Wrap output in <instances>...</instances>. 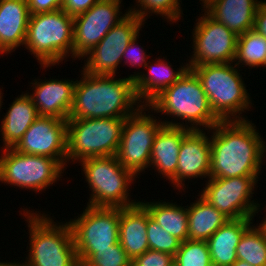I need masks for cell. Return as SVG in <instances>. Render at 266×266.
<instances>
[{
    "label": "cell",
    "mask_w": 266,
    "mask_h": 266,
    "mask_svg": "<svg viewBox=\"0 0 266 266\" xmlns=\"http://www.w3.org/2000/svg\"><path fill=\"white\" fill-rule=\"evenodd\" d=\"M153 201L140 203L147 209L150 217L157 222L167 233L176 237L181 242L188 239V212L176 202Z\"/></svg>",
    "instance_id": "obj_27"
},
{
    "label": "cell",
    "mask_w": 266,
    "mask_h": 266,
    "mask_svg": "<svg viewBox=\"0 0 266 266\" xmlns=\"http://www.w3.org/2000/svg\"><path fill=\"white\" fill-rule=\"evenodd\" d=\"M261 0H217L205 11L237 35L254 29Z\"/></svg>",
    "instance_id": "obj_25"
},
{
    "label": "cell",
    "mask_w": 266,
    "mask_h": 266,
    "mask_svg": "<svg viewBox=\"0 0 266 266\" xmlns=\"http://www.w3.org/2000/svg\"><path fill=\"white\" fill-rule=\"evenodd\" d=\"M210 163V130H207V135L202 128L201 130H191L181 143L176 173V190L185 192L186 179L200 178L203 180V178H207L208 180Z\"/></svg>",
    "instance_id": "obj_17"
},
{
    "label": "cell",
    "mask_w": 266,
    "mask_h": 266,
    "mask_svg": "<svg viewBox=\"0 0 266 266\" xmlns=\"http://www.w3.org/2000/svg\"><path fill=\"white\" fill-rule=\"evenodd\" d=\"M147 240L150 250L165 252L172 256H175L181 244L180 240L167 233L150 216L147 220Z\"/></svg>",
    "instance_id": "obj_33"
},
{
    "label": "cell",
    "mask_w": 266,
    "mask_h": 266,
    "mask_svg": "<svg viewBox=\"0 0 266 266\" xmlns=\"http://www.w3.org/2000/svg\"><path fill=\"white\" fill-rule=\"evenodd\" d=\"M254 30L266 38V1L261 0L255 14Z\"/></svg>",
    "instance_id": "obj_38"
},
{
    "label": "cell",
    "mask_w": 266,
    "mask_h": 266,
    "mask_svg": "<svg viewBox=\"0 0 266 266\" xmlns=\"http://www.w3.org/2000/svg\"><path fill=\"white\" fill-rule=\"evenodd\" d=\"M84 209L68 221L77 254H95L119 242L120 207L87 205Z\"/></svg>",
    "instance_id": "obj_11"
},
{
    "label": "cell",
    "mask_w": 266,
    "mask_h": 266,
    "mask_svg": "<svg viewBox=\"0 0 266 266\" xmlns=\"http://www.w3.org/2000/svg\"><path fill=\"white\" fill-rule=\"evenodd\" d=\"M13 148L20 153L57 159L66 168L67 120L39 116Z\"/></svg>",
    "instance_id": "obj_16"
},
{
    "label": "cell",
    "mask_w": 266,
    "mask_h": 266,
    "mask_svg": "<svg viewBox=\"0 0 266 266\" xmlns=\"http://www.w3.org/2000/svg\"><path fill=\"white\" fill-rule=\"evenodd\" d=\"M233 63L189 66L199 78L210 107L220 121L249 120L241 114L249 111L254 104L240 74L241 70Z\"/></svg>",
    "instance_id": "obj_4"
},
{
    "label": "cell",
    "mask_w": 266,
    "mask_h": 266,
    "mask_svg": "<svg viewBox=\"0 0 266 266\" xmlns=\"http://www.w3.org/2000/svg\"><path fill=\"white\" fill-rule=\"evenodd\" d=\"M144 21L133 13L120 20L84 57L83 70L89 75H115L130 42L140 33ZM86 58V60H85Z\"/></svg>",
    "instance_id": "obj_14"
},
{
    "label": "cell",
    "mask_w": 266,
    "mask_h": 266,
    "mask_svg": "<svg viewBox=\"0 0 266 266\" xmlns=\"http://www.w3.org/2000/svg\"><path fill=\"white\" fill-rule=\"evenodd\" d=\"M76 82L68 119L126 118L143 104L134 90V80L116 75H89L84 70Z\"/></svg>",
    "instance_id": "obj_2"
},
{
    "label": "cell",
    "mask_w": 266,
    "mask_h": 266,
    "mask_svg": "<svg viewBox=\"0 0 266 266\" xmlns=\"http://www.w3.org/2000/svg\"><path fill=\"white\" fill-rule=\"evenodd\" d=\"M177 266H212L207 241L187 239L174 256Z\"/></svg>",
    "instance_id": "obj_31"
},
{
    "label": "cell",
    "mask_w": 266,
    "mask_h": 266,
    "mask_svg": "<svg viewBox=\"0 0 266 266\" xmlns=\"http://www.w3.org/2000/svg\"><path fill=\"white\" fill-rule=\"evenodd\" d=\"M174 256L165 252L147 250L132 260L131 266H171Z\"/></svg>",
    "instance_id": "obj_34"
},
{
    "label": "cell",
    "mask_w": 266,
    "mask_h": 266,
    "mask_svg": "<svg viewBox=\"0 0 266 266\" xmlns=\"http://www.w3.org/2000/svg\"><path fill=\"white\" fill-rule=\"evenodd\" d=\"M139 36L140 33L136 35V37L127 46L125 52L123 53L122 61H124L123 64L125 65L130 63L129 65H131L132 68L135 66V68L138 67L139 69V67L142 66L144 69L148 62V57L150 58L151 56L146 54L147 50H144L141 45L138 47L139 42L137 41H139Z\"/></svg>",
    "instance_id": "obj_35"
},
{
    "label": "cell",
    "mask_w": 266,
    "mask_h": 266,
    "mask_svg": "<svg viewBox=\"0 0 266 266\" xmlns=\"http://www.w3.org/2000/svg\"><path fill=\"white\" fill-rule=\"evenodd\" d=\"M137 3L132 8L130 7L128 11L135 14L144 22L148 19L147 17L152 16V14L161 15L170 25L173 23H178L181 20L180 17L183 15V10L181 9V0H135ZM137 6V7H136ZM151 14V15H150Z\"/></svg>",
    "instance_id": "obj_30"
},
{
    "label": "cell",
    "mask_w": 266,
    "mask_h": 266,
    "mask_svg": "<svg viewBox=\"0 0 266 266\" xmlns=\"http://www.w3.org/2000/svg\"><path fill=\"white\" fill-rule=\"evenodd\" d=\"M74 20L62 9L30 15L25 49L34 55L40 68L73 59ZM66 58V59H65Z\"/></svg>",
    "instance_id": "obj_6"
},
{
    "label": "cell",
    "mask_w": 266,
    "mask_h": 266,
    "mask_svg": "<svg viewBox=\"0 0 266 266\" xmlns=\"http://www.w3.org/2000/svg\"><path fill=\"white\" fill-rule=\"evenodd\" d=\"M77 258L80 266H131L132 263L120 242L97 249L95 254H77Z\"/></svg>",
    "instance_id": "obj_32"
},
{
    "label": "cell",
    "mask_w": 266,
    "mask_h": 266,
    "mask_svg": "<svg viewBox=\"0 0 266 266\" xmlns=\"http://www.w3.org/2000/svg\"><path fill=\"white\" fill-rule=\"evenodd\" d=\"M234 64L238 68H266V38L254 29L238 35Z\"/></svg>",
    "instance_id": "obj_28"
},
{
    "label": "cell",
    "mask_w": 266,
    "mask_h": 266,
    "mask_svg": "<svg viewBox=\"0 0 266 266\" xmlns=\"http://www.w3.org/2000/svg\"><path fill=\"white\" fill-rule=\"evenodd\" d=\"M98 1L100 0H63L61 9L68 15L75 17L88 11Z\"/></svg>",
    "instance_id": "obj_37"
},
{
    "label": "cell",
    "mask_w": 266,
    "mask_h": 266,
    "mask_svg": "<svg viewBox=\"0 0 266 266\" xmlns=\"http://www.w3.org/2000/svg\"><path fill=\"white\" fill-rule=\"evenodd\" d=\"M2 99H3V93H2V91H1V89H0V111H1V107H2V105H3V104H2V103H3V102H2V101H3Z\"/></svg>",
    "instance_id": "obj_43"
},
{
    "label": "cell",
    "mask_w": 266,
    "mask_h": 266,
    "mask_svg": "<svg viewBox=\"0 0 266 266\" xmlns=\"http://www.w3.org/2000/svg\"><path fill=\"white\" fill-rule=\"evenodd\" d=\"M252 121H220L210 129V177H259L264 140Z\"/></svg>",
    "instance_id": "obj_1"
},
{
    "label": "cell",
    "mask_w": 266,
    "mask_h": 266,
    "mask_svg": "<svg viewBox=\"0 0 266 266\" xmlns=\"http://www.w3.org/2000/svg\"><path fill=\"white\" fill-rule=\"evenodd\" d=\"M199 1H202L201 4L202 5V8L201 9L202 11H205L210 5H212L214 2H216L217 0H199Z\"/></svg>",
    "instance_id": "obj_41"
},
{
    "label": "cell",
    "mask_w": 266,
    "mask_h": 266,
    "mask_svg": "<svg viewBox=\"0 0 266 266\" xmlns=\"http://www.w3.org/2000/svg\"><path fill=\"white\" fill-rule=\"evenodd\" d=\"M254 225L252 224L241 236L236 247L237 259L252 266H266V238Z\"/></svg>",
    "instance_id": "obj_29"
},
{
    "label": "cell",
    "mask_w": 266,
    "mask_h": 266,
    "mask_svg": "<svg viewBox=\"0 0 266 266\" xmlns=\"http://www.w3.org/2000/svg\"><path fill=\"white\" fill-rule=\"evenodd\" d=\"M147 105H142L135 113L125 118L121 141L116 154L118 161L137 177L149 168L154 138L164 125L156 119ZM146 111L147 114H146Z\"/></svg>",
    "instance_id": "obj_10"
},
{
    "label": "cell",
    "mask_w": 266,
    "mask_h": 266,
    "mask_svg": "<svg viewBox=\"0 0 266 266\" xmlns=\"http://www.w3.org/2000/svg\"><path fill=\"white\" fill-rule=\"evenodd\" d=\"M190 131L184 127L163 125L154 138L149 167L162 175L161 178L169 180L174 189L181 143Z\"/></svg>",
    "instance_id": "obj_19"
},
{
    "label": "cell",
    "mask_w": 266,
    "mask_h": 266,
    "mask_svg": "<svg viewBox=\"0 0 266 266\" xmlns=\"http://www.w3.org/2000/svg\"><path fill=\"white\" fill-rule=\"evenodd\" d=\"M149 216V212L140 202L120 208L119 242L131 260L149 250L147 240Z\"/></svg>",
    "instance_id": "obj_22"
},
{
    "label": "cell",
    "mask_w": 266,
    "mask_h": 266,
    "mask_svg": "<svg viewBox=\"0 0 266 266\" xmlns=\"http://www.w3.org/2000/svg\"><path fill=\"white\" fill-rule=\"evenodd\" d=\"M30 15L27 0H0V55L24 47Z\"/></svg>",
    "instance_id": "obj_21"
},
{
    "label": "cell",
    "mask_w": 266,
    "mask_h": 266,
    "mask_svg": "<svg viewBox=\"0 0 266 266\" xmlns=\"http://www.w3.org/2000/svg\"><path fill=\"white\" fill-rule=\"evenodd\" d=\"M63 0H27L31 15L52 12L62 8Z\"/></svg>",
    "instance_id": "obj_36"
},
{
    "label": "cell",
    "mask_w": 266,
    "mask_h": 266,
    "mask_svg": "<svg viewBox=\"0 0 266 266\" xmlns=\"http://www.w3.org/2000/svg\"><path fill=\"white\" fill-rule=\"evenodd\" d=\"M147 106L149 110L154 111V114L161 113V116L166 114L167 118L168 115L172 116L174 119L171 121L169 118L168 121L167 118L162 121L168 126L184 127L190 130H201L202 126L204 130H210L220 122L210 107L199 78L191 69H188L170 87L162 90Z\"/></svg>",
    "instance_id": "obj_3"
},
{
    "label": "cell",
    "mask_w": 266,
    "mask_h": 266,
    "mask_svg": "<svg viewBox=\"0 0 266 266\" xmlns=\"http://www.w3.org/2000/svg\"><path fill=\"white\" fill-rule=\"evenodd\" d=\"M124 122L125 118L67 119L66 167L69 162L116 155Z\"/></svg>",
    "instance_id": "obj_8"
},
{
    "label": "cell",
    "mask_w": 266,
    "mask_h": 266,
    "mask_svg": "<svg viewBox=\"0 0 266 266\" xmlns=\"http://www.w3.org/2000/svg\"><path fill=\"white\" fill-rule=\"evenodd\" d=\"M198 196L199 198L190 203V206L187 204L188 239L207 241L230 219Z\"/></svg>",
    "instance_id": "obj_26"
},
{
    "label": "cell",
    "mask_w": 266,
    "mask_h": 266,
    "mask_svg": "<svg viewBox=\"0 0 266 266\" xmlns=\"http://www.w3.org/2000/svg\"><path fill=\"white\" fill-rule=\"evenodd\" d=\"M1 151L0 182L12 187L41 192L59 181L67 169L51 157L20 153L14 148Z\"/></svg>",
    "instance_id": "obj_9"
},
{
    "label": "cell",
    "mask_w": 266,
    "mask_h": 266,
    "mask_svg": "<svg viewBox=\"0 0 266 266\" xmlns=\"http://www.w3.org/2000/svg\"><path fill=\"white\" fill-rule=\"evenodd\" d=\"M196 19L192 31V55L188 66L232 63L236 57L238 35L216 21L206 11Z\"/></svg>",
    "instance_id": "obj_13"
},
{
    "label": "cell",
    "mask_w": 266,
    "mask_h": 266,
    "mask_svg": "<svg viewBox=\"0 0 266 266\" xmlns=\"http://www.w3.org/2000/svg\"><path fill=\"white\" fill-rule=\"evenodd\" d=\"M9 106L0 122V136L2 135V143L4 142L1 149L13 148L39 117L36 106L28 93L22 92Z\"/></svg>",
    "instance_id": "obj_24"
},
{
    "label": "cell",
    "mask_w": 266,
    "mask_h": 266,
    "mask_svg": "<svg viewBox=\"0 0 266 266\" xmlns=\"http://www.w3.org/2000/svg\"><path fill=\"white\" fill-rule=\"evenodd\" d=\"M154 62L148 61L145 65L144 68L145 71L148 70L147 73L143 71L128 75L129 78L134 80V90L138 100L143 105H147L162 90L174 84L189 69L187 60L184 63L185 65L181 64L177 68L178 70L175 68L176 71L172 68L171 63L167 61V58L163 57L162 60V58L156 57Z\"/></svg>",
    "instance_id": "obj_20"
},
{
    "label": "cell",
    "mask_w": 266,
    "mask_h": 266,
    "mask_svg": "<svg viewBox=\"0 0 266 266\" xmlns=\"http://www.w3.org/2000/svg\"><path fill=\"white\" fill-rule=\"evenodd\" d=\"M121 2L122 0H100L88 11L73 17V60H83V57L127 15L129 11L125 10L124 14L120 11Z\"/></svg>",
    "instance_id": "obj_15"
},
{
    "label": "cell",
    "mask_w": 266,
    "mask_h": 266,
    "mask_svg": "<svg viewBox=\"0 0 266 266\" xmlns=\"http://www.w3.org/2000/svg\"><path fill=\"white\" fill-rule=\"evenodd\" d=\"M253 220L230 219L207 240L212 266H231L236 262V247Z\"/></svg>",
    "instance_id": "obj_23"
},
{
    "label": "cell",
    "mask_w": 266,
    "mask_h": 266,
    "mask_svg": "<svg viewBox=\"0 0 266 266\" xmlns=\"http://www.w3.org/2000/svg\"><path fill=\"white\" fill-rule=\"evenodd\" d=\"M231 266H252L250 264H248L247 262L237 259L236 262L234 264H232Z\"/></svg>",
    "instance_id": "obj_42"
},
{
    "label": "cell",
    "mask_w": 266,
    "mask_h": 266,
    "mask_svg": "<svg viewBox=\"0 0 266 266\" xmlns=\"http://www.w3.org/2000/svg\"><path fill=\"white\" fill-rule=\"evenodd\" d=\"M78 163L83 167L82 173L85 175L89 190L92 191L87 205L123 208L140 202L129 197L131 184L139 177L126 169L116 155L90 157Z\"/></svg>",
    "instance_id": "obj_7"
},
{
    "label": "cell",
    "mask_w": 266,
    "mask_h": 266,
    "mask_svg": "<svg viewBox=\"0 0 266 266\" xmlns=\"http://www.w3.org/2000/svg\"><path fill=\"white\" fill-rule=\"evenodd\" d=\"M260 222L261 223H259V225L257 223L256 226L263 232V234H264V236L266 238V217L262 221H260Z\"/></svg>",
    "instance_id": "obj_40"
},
{
    "label": "cell",
    "mask_w": 266,
    "mask_h": 266,
    "mask_svg": "<svg viewBox=\"0 0 266 266\" xmlns=\"http://www.w3.org/2000/svg\"><path fill=\"white\" fill-rule=\"evenodd\" d=\"M24 209L30 243L23 261L29 266H80L68 221L56 223L49 214Z\"/></svg>",
    "instance_id": "obj_5"
},
{
    "label": "cell",
    "mask_w": 266,
    "mask_h": 266,
    "mask_svg": "<svg viewBox=\"0 0 266 266\" xmlns=\"http://www.w3.org/2000/svg\"><path fill=\"white\" fill-rule=\"evenodd\" d=\"M259 177H210L199 195L229 219L254 218L260 211L258 201L251 200ZM255 188V190H254Z\"/></svg>",
    "instance_id": "obj_12"
},
{
    "label": "cell",
    "mask_w": 266,
    "mask_h": 266,
    "mask_svg": "<svg viewBox=\"0 0 266 266\" xmlns=\"http://www.w3.org/2000/svg\"><path fill=\"white\" fill-rule=\"evenodd\" d=\"M21 263L19 261L16 262L15 260H14L13 263L10 262V261L8 262L6 260V262L5 261H2V262L0 261V266H29L25 261L24 262L21 261Z\"/></svg>",
    "instance_id": "obj_39"
},
{
    "label": "cell",
    "mask_w": 266,
    "mask_h": 266,
    "mask_svg": "<svg viewBox=\"0 0 266 266\" xmlns=\"http://www.w3.org/2000/svg\"><path fill=\"white\" fill-rule=\"evenodd\" d=\"M40 82H39V81ZM34 79L32 81V94L27 92L31 97L33 104L36 106L38 116L58 117L62 120L69 118L73 101L74 89L77 79Z\"/></svg>",
    "instance_id": "obj_18"
},
{
    "label": "cell",
    "mask_w": 266,
    "mask_h": 266,
    "mask_svg": "<svg viewBox=\"0 0 266 266\" xmlns=\"http://www.w3.org/2000/svg\"><path fill=\"white\" fill-rule=\"evenodd\" d=\"M265 156H266V142H264V162H265Z\"/></svg>",
    "instance_id": "obj_44"
}]
</instances>
